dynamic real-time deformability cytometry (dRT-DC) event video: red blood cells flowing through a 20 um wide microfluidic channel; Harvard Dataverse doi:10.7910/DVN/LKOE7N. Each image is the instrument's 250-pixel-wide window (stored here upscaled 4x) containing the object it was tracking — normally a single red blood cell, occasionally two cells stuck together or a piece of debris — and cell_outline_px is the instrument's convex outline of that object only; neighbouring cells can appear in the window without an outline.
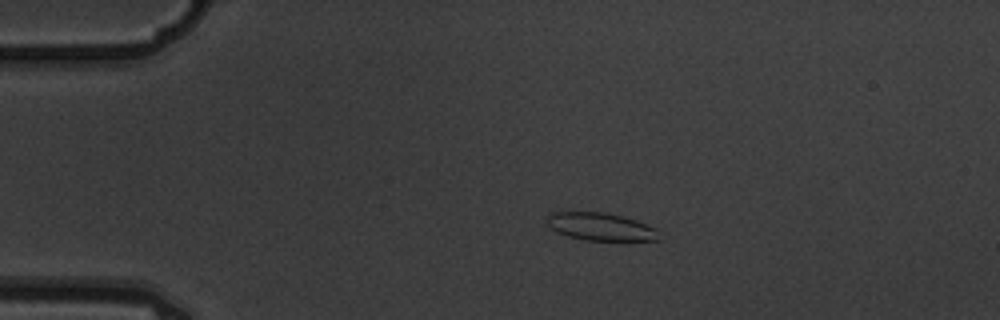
{"species": "common noctule bat (a hibernating species)", "species_latin": "Nyctalus noctula", "temperature_condition": "warm", "stored_images_in_passage": 8, "camera_frame_rate_fps": 3000, "um_per_image_px": 0.085, "animal": {"sex": "male", "body_mass_g": 19.5, "forearm_length_mm": 54.6}, "frame": {"image": 1, "passage_image": 1, "time_ms": 0.0, "image_size_px": [1000, 320], "cell_outline_px": [[664, 240], [624, 244], [584, 240], [568, 236], [556, 232], [548, 224], [548, 216], [552, 212], [604, 212], [624, 216], [636, 220], [656, 228]], "centroid_in_image_um": [51.23, 19.35], "position_along_channel_um": 33.8, "area_um2": 19.31}}
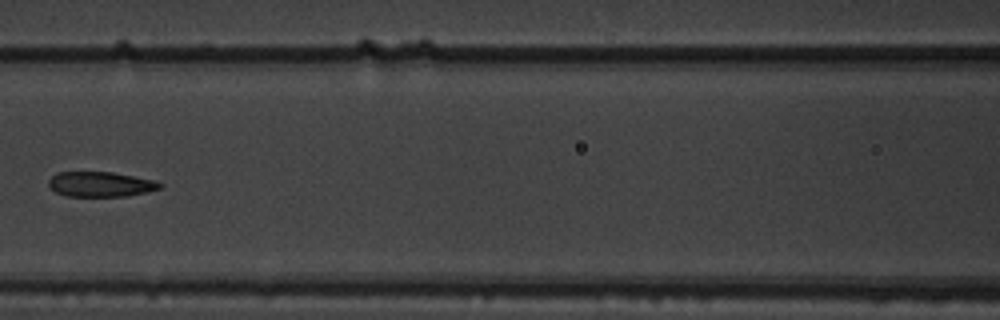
{"frame": {"image": 2, "passage_image": 5, "time_ms": 1.333, "image_size_px": [1000, 320], "cell_outline_px": [[164, 184], [160, 188], [148, 192], [128, 196], [68, 196], [56, 192], [48, 184], [48, 180], [56, 172], [112, 172], [152, 180]], "centroid_in_image_um": [8.54, 15.66], "position_along_channel_um": 158.1, "area_um2": 16.13}}
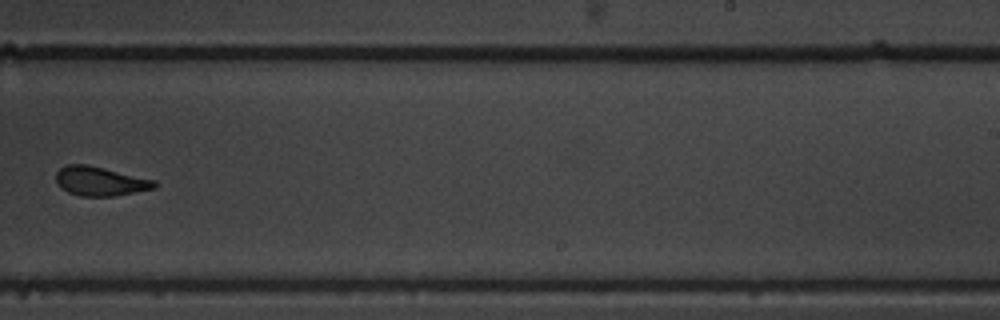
{"frame": {"image": 3, "passage_image": 8, "time_ms": 2.333, "image_size_px": [1000, 320], "cell_outline_px": [[160, 184], [156, 188], [112, 196], [80, 196], [68, 192], [60, 188], [56, 184], [56, 172], [60, 168], [68, 164], [88, 164], [156, 180]], "centroid_in_image_um": [8.52, 15.4], "position_along_channel_um": 280.5, "area_um2": 16.94}}